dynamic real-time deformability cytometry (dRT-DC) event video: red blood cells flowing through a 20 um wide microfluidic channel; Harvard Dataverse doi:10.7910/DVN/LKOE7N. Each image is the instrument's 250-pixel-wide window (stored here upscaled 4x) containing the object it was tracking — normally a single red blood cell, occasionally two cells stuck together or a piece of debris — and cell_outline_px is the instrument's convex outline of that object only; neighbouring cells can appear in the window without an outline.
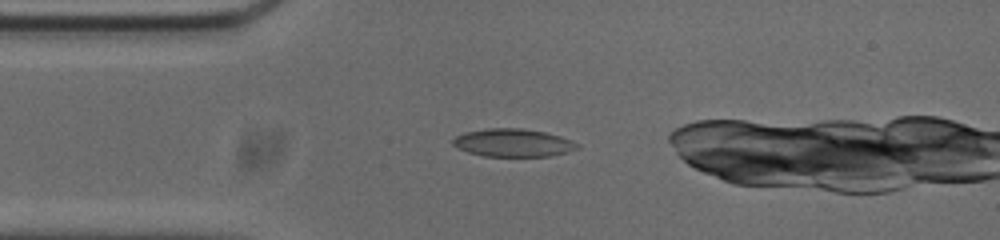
{"species": "common noctule bat (a hibernating species)", "species_latin": "Nyctalus noctula", "temperature_condition": "cold", "stored_images_in_passage": 46, "camera_frame_rate_fps": 3000, "um_per_image_px": 0.085, "animal": {"sex": "male", "body_mass_g": 20.0, "forearm_length_mm": 53.3}, "frame": {"image": 1, "passage_image": 5, "time_ms": 1.333, "image_size_px": [1000, 240], "cell_outline_px": [[580, 148], [568, 152], [548, 156], [484, 156], [468, 152], [452, 144], [452, 140], [456, 136], [464, 132], [488, 128], [520, 128], [544, 132], [560, 136], [580, 144]], "centroid_in_image_um": [43.62, 12.13], "position_along_channel_um": 41.4, "area_um2": 20.17}}
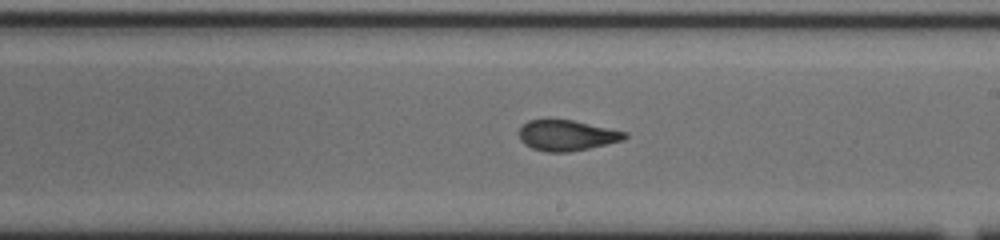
{"frame": {"image": 2, "passage_image": 22, "time_ms": 7.0, "image_size_px": [1000, 240], "cell_outline_px": [[628, 136], [624, 140], [588, 148], [568, 152], [544, 152], [532, 148], [524, 144], [520, 140], [520, 128], [528, 120], [572, 120], [628, 132]], "centroid_in_image_um": [48.19, 11.51], "position_along_channel_um": 240.8, "area_um2": 18.73}}
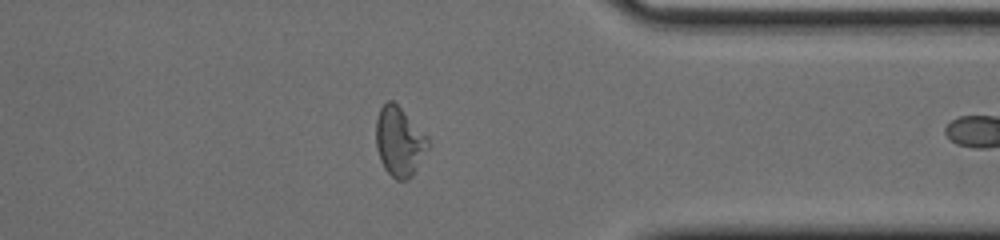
{"frame": {"image": 3, "passage_image": 34, "time_ms": 11.0, "image_size_px": [1000, 240], "cell_outline_px": [[428, 148], [412, 176], [408, 180], [396, 180], [384, 168], [380, 160], [376, 148], [376, 120], [380, 108], [388, 100], [392, 100], [428, 136]], "centroid_in_image_um": [33.93, 12.05], "position_along_channel_um": 377.5, "area_um2": 20.87}, "authors_computed_cell_mechanics": {"area_um2": 20.1722, "velocity_mm_per_s": 3.7644, "shape_relaxation_time_tau1_ms": null, "shape_relaxation_time_tau2_ms": 1.244, "deformation_change_tau1": null, "deformation_change_tau2": 0.085}}